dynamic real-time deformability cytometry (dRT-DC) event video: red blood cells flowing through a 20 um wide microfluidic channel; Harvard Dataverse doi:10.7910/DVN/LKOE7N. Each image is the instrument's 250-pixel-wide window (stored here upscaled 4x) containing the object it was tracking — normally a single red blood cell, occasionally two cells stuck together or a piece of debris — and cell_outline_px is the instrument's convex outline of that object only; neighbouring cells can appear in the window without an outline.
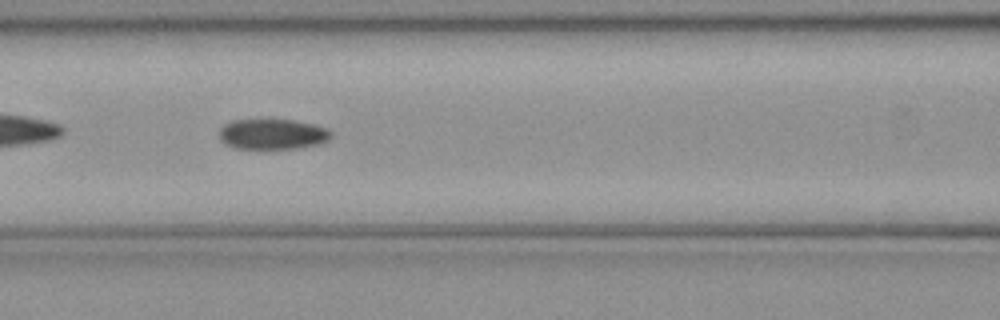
{"species": "common noctule bat (a hibernating species)", "species_latin": "Nyctalus noctula", "temperature_condition": "cold", "stored_images_in_passage": 53, "camera_frame_rate_fps": 3000, "um_per_image_px": 0.085, "animal": {"sex": "female", "body_mass_g": 21.9}, "frame": {"image": 1, "passage_image": 23, "time_ms": 7.333, "image_size_px": [1000, 320], "cell_outline_px": [[332, 136], [328, 140], [320, 144], [296, 148], [236, 148], [220, 140], [220, 128], [224, 124], [232, 120], [260, 116], [268, 116], [296, 120], [316, 124], [328, 128], [332, 132]], "centroid_in_image_um": [23.18, 11.32], "position_along_channel_um": 143.4, "area_um2": 20.87}}
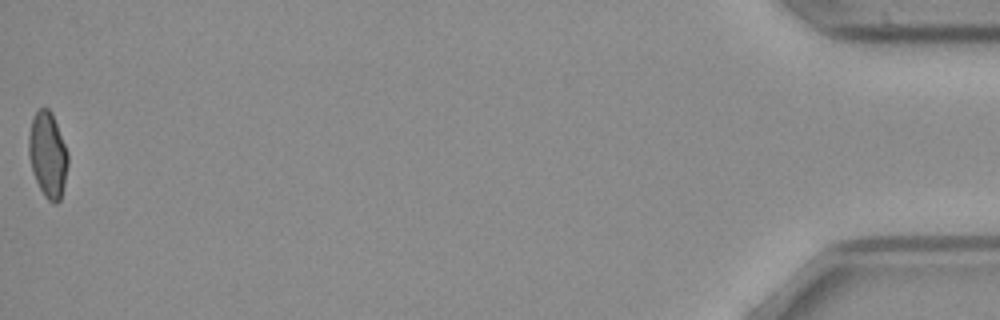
{"frame": {"image": 2, "passage_image": 53, "time_ms": 17.333, "image_size_px": [1000, 320], "cell_outline_px": [[68, 164], [64, 184], [60, 200], [56, 204], [52, 204], [44, 196], [32, 172], [28, 152], [28, 136], [32, 120], [36, 112], [40, 108], [48, 108], [52, 112], [68, 152]], "centroid_in_image_um": [4.06, 13.16], "position_along_channel_um": 431.1, "area_um2": 19.59}, "authors_computed_cell_mechanics": {"area_um2": 20.8658, "velocity_mm_per_s": 3.9228, "shape_relaxation_time_tau1_ms": null, "shape_relaxation_time_tau2_ms": 4.1879, "deformation_change_tau1": null, "deformation_change_tau2": 0.0848}}